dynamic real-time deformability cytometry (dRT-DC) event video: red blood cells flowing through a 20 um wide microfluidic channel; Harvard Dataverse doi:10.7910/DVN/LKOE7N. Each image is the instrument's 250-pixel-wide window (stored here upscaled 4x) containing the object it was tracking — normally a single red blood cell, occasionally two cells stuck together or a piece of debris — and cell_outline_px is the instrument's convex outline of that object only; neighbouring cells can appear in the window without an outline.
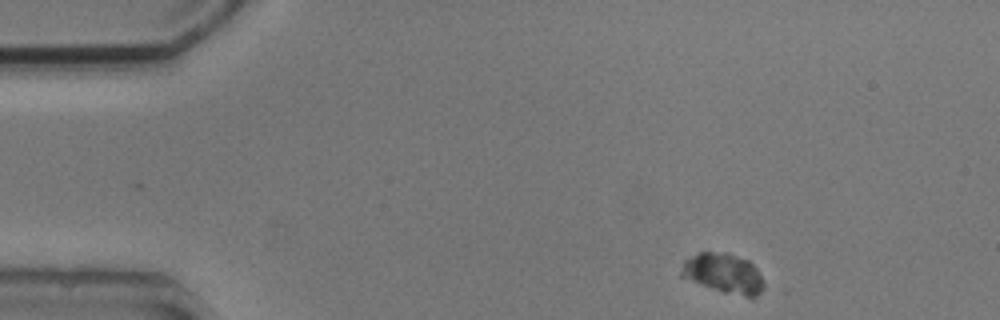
{"species": "common noctule bat (a hibernating species)", "species_latin": "Nyctalus noctula", "temperature_condition": "cold", "stored_images_in_passage": 5, "camera_frame_rate_fps": 3000, "um_per_image_px": 0.085, "animal": {"sex": "male", "body_mass_g": 20.5, "forearm_length_mm": 52.5}, "frame": {"image": 1, "passage_image": 1, "time_ms": 0.0, "image_size_px": [1000, 320], "cell_outline_px": [[764, 288], [756, 296], [744, 296], [724, 292], [680, 276], [680, 272], [684, 260], [700, 252], [728, 252], [748, 260], [756, 268], [764, 280]], "centroid_in_image_um": [61.52, 23.21], "position_along_channel_um": 23.5, "area_um2": 18.96}}
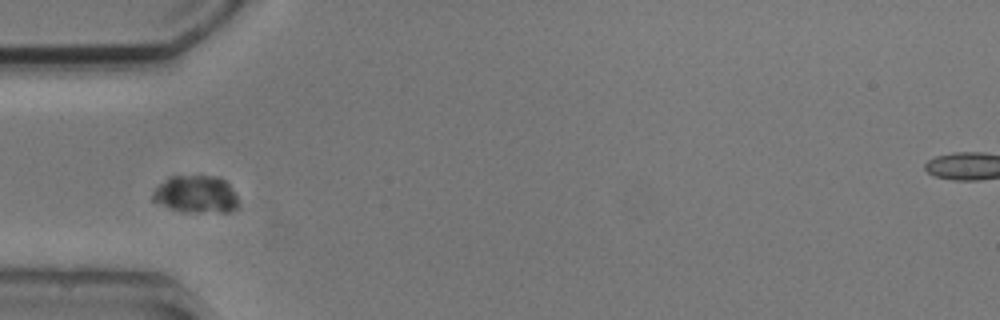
{"frame": {"image": 2, "passage_image": 4, "time_ms": 3.333, "image_size_px": [1000, 320], "cell_outline_px": [[236, 208], [228, 212], [184, 212], [172, 208], [152, 200], [152, 192], [168, 176], [220, 176], [228, 184], [236, 196]], "centroid_in_image_um": [16.64, 16.5], "position_along_channel_um": 68.4, "area_um2": 18.44}}